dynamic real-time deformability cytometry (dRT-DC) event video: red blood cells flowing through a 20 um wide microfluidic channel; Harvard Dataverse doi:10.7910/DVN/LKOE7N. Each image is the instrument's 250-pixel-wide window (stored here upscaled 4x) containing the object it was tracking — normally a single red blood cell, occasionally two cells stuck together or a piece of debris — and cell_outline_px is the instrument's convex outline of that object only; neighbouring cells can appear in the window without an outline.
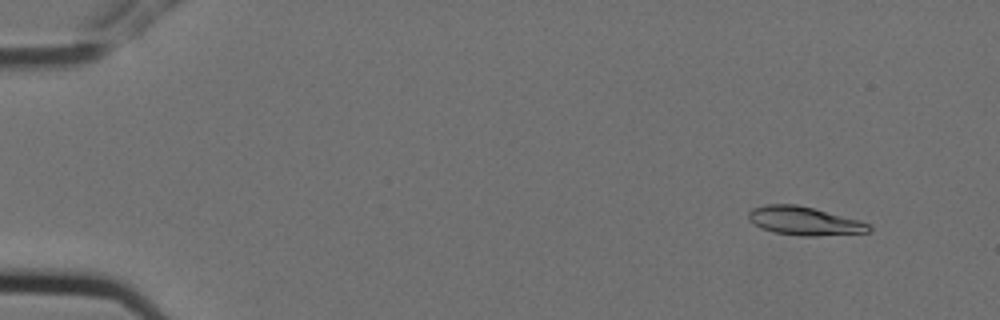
{"species": "Egyptian fruit bat (a non-hibernating species)", "species_latin": "Rousettus aegyptiacus", "temperature_condition": "cold", "stored_images_in_passage": 9, "camera_frame_rate_fps": 3000, "um_per_image_px": 0.085, "animal": {"sex": "female"}, "frame": {"image": 1, "passage_image": 2, "time_ms": 0.333, "image_size_px": [1000, 320], "cell_outline_px": [[872, 232], [816, 236], [804, 236], [776, 232], [760, 228], [748, 220], [748, 212], [752, 208], [768, 204], [796, 204], [860, 220], [872, 224]], "centroid_in_image_um": [68.39, 18.78], "position_along_channel_um": 16.6, "area_um2": 20.06}}
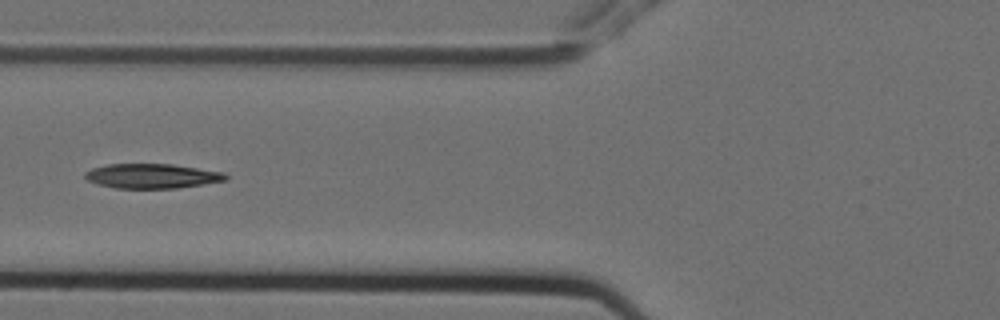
{"frame": {"image": 2, "passage_image": 7, "time_ms": 2.0, "image_size_px": [1000, 320], "cell_outline_px": [[228, 180], [176, 188], [116, 188], [96, 184], [88, 180], [84, 176], [84, 172], [92, 168], [108, 164], [172, 164], [224, 172], [228, 176]], "centroid_in_image_um": [12.91, 14.96], "position_along_channel_um": 112.9, "area_um2": 20.17}}
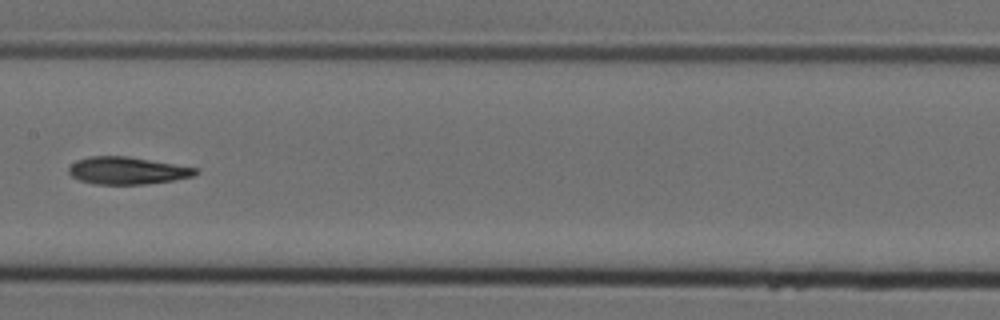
{"frame": {"image": 3, "passage_image": 9, "time_ms": 2.667, "image_size_px": [1000, 320], "cell_outline_px": [[200, 172], [192, 176], [172, 180], [144, 184], [92, 184], [80, 180], [72, 176], [68, 172], [68, 168], [76, 160], [88, 156], [128, 156], [200, 168]], "centroid_in_image_um": [10.82, 14.49], "position_along_channel_um": 196.6, "area_um2": 20.29}}